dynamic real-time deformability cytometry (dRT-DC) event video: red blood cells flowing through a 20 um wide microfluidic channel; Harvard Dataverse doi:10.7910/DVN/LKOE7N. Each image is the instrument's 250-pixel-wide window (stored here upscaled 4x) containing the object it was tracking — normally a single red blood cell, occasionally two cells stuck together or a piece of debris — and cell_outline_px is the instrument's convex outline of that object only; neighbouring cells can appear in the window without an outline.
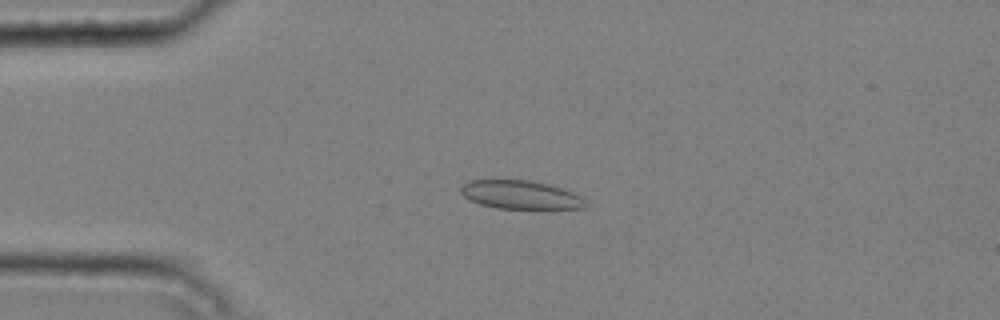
{"species": "common noctule bat (a hibernating species)", "species_latin": "Nyctalus noctula", "temperature_condition": "cold", "stored_images_in_passage": 5, "camera_frame_rate_fps": 3000, "um_per_image_px": 0.085, "animal": {"sex": "male", "body_mass_g": 20.4}, "frame": {"image": 1, "passage_image": 4, "time_ms": 1.0, "image_size_px": [1000, 320], "cell_outline_px": [[588, 208], [548, 212], [496, 208], [480, 204], [464, 196], [460, 192], [460, 188], [468, 180], [528, 180], [548, 184], [572, 192], [580, 196], [588, 204]], "centroid_in_image_um": [44.36, 16.63], "position_along_channel_um": 40.6, "area_um2": 21.79}}